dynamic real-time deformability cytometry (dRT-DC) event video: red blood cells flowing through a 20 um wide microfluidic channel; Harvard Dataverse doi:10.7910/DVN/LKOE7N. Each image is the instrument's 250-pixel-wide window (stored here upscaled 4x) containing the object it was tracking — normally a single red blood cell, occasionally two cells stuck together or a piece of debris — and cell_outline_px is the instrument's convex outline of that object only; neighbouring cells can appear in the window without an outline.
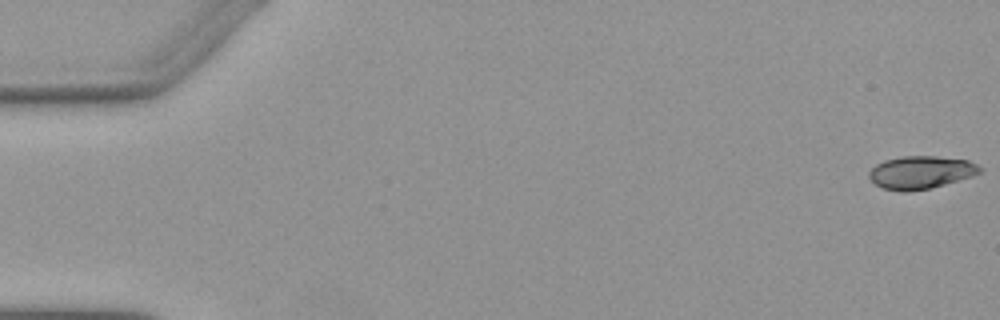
{"species": "Egyptian fruit bat (a non-hibernating species)", "species_latin": "Rousettus aegyptiacus", "temperature_condition": "warm", "stored_images_in_passage": 21, "camera_frame_rate_fps": 3000, "um_per_image_px": 0.085, "animal": {"sex": "female"}, "frame": {"image": 1, "passage_image": 1, "time_ms": 0.0, "image_size_px": [1000, 320], "cell_outline_px": [[984, 168], [980, 172], [972, 176], [944, 184], [928, 188], [908, 192], [900, 192], [884, 188], [876, 184], [868, 176], [868, 172], [876, 164], [884, 160], [900, 156], [936, 156], [968, 160]], "centroid_in_image_um": [78.26, 14.64], "position_along_channel_um": 6.7, "area_um2": 21.15}}
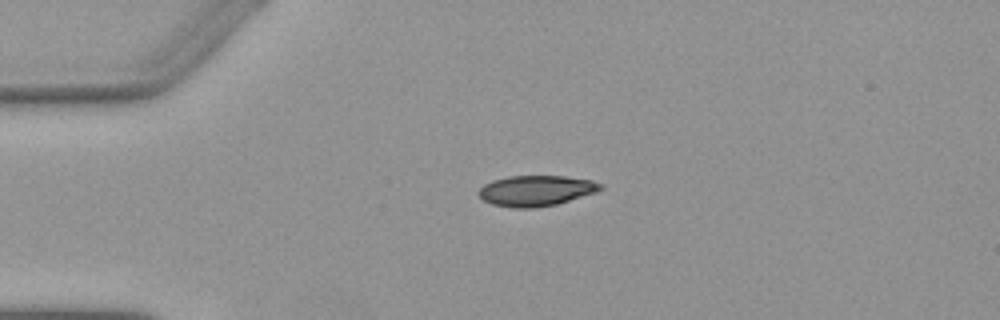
{"frame": {"image": 2, "passage_image": 13, "time_ms": 4.0, "image_size_px": [1000, 320], "cell_outline_px": [[604, 188], [596, 192], [556, 204], [536, 208], [512, 208], [492, 204], [484, 200], [476, 192], [484, 184], [492, 180], [508, 176], [564, 176], [592, 180], [604, 184]], "centroid_in_image_um": [45.56, 16.2], "position_along_channel_um": 39.4, "area_um2": 21.85}}
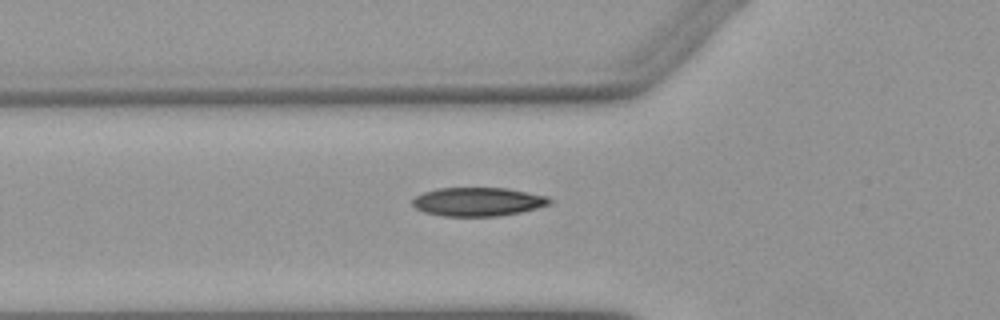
{"frame": {"image": 3, "passage_image": 19, "time_ms": 6.0, "image_size_px": [1000, 320], "cell_outline_px": [[552, 204], [520, 212], [500, 216], [444, 216], [424, 212], [416, 208], [412, 204], [412, 200], [416, 196], [424, 192], [436, 188], [508, 188], [548, 196], [552, 200]], "centroid_in_image_um": [40.65, 17.14], "position_along_channel_um": 85.2, "area_um2": 23.0}}